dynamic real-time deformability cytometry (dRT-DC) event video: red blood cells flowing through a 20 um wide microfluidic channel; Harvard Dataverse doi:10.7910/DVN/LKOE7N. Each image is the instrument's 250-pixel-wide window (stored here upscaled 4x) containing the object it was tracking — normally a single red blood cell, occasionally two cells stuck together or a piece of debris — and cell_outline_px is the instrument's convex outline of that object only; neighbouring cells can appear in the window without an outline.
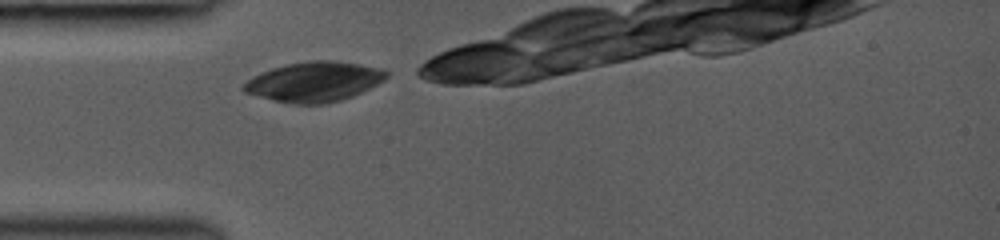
{"species": "common noctule bat (a hibernating species)", "species_latin": "Nyctalus noctula", "temperature_condition": "room temperature", "stored_images_in_passage": 7, "camera_frame_rate_fps": 3000, "um_per_image_px": 0.085, "animal": {"sex": "female", "body_mass_g": 19.0, "forearm_length_mm": 53.3}, "frame": {"image": 1, "passage_image": 1, "time_ms": 0.0, "image_size_px": [1000, 240], "cell_outline_px": [[388, 76], [384, 80], [352, 96], [340, 100], [324, 104], [292, 104], [272, 100], [244, 92], [240, 88], [252, 76], [260, 72], [272, 68], [288, 64], [308, 60], [332, 60], [360, 64], [380, 68], [388, 72]], "centroid_in_image_um": [26.67, 6.94], "position_along_channel_um": 58.3, "area_um2": 33.12}}
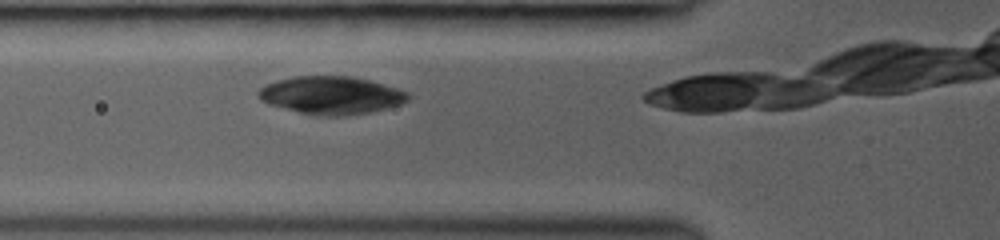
{"frame": {"image": 2, "passage_image": 4, "time_ms": 1.0, "image_size_px": [1000, 240], "cell_outline_px": [[412, 96], [408, 100], [400, 104], [368, 112], [348, 116], [320, 116], [300, 112], [268, 104], [260, 100], [256, 92], [260, 88], [276, 80], [292, 76], [352, 76], [368, 80], [396, 88], [408, 92]], "centroid_in_image_um": [28.13, 8.09], "position_along_channel_um": 97.7, "area_um2": 32.95}}